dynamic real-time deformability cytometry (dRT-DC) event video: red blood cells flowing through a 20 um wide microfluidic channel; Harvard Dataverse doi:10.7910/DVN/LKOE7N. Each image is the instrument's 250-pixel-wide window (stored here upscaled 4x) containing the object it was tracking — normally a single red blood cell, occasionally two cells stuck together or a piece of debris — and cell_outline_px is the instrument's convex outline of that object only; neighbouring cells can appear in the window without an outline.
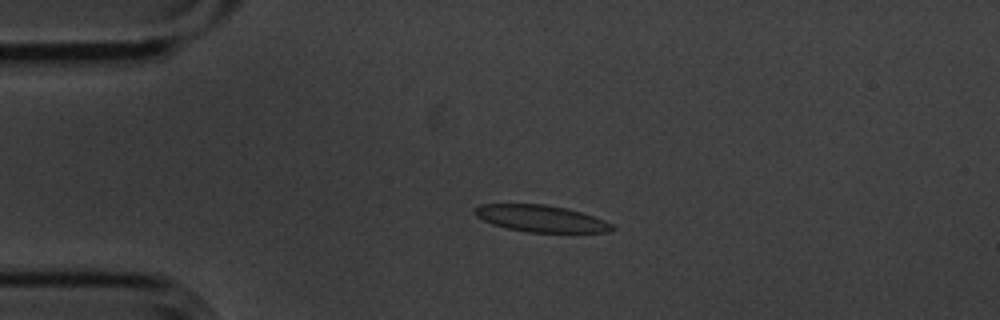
{"species": "common noctule bat (a hibernating species)", "species_latin": "Nyctalus noctula", "temperature_condition": "cold", "stored_images_in_passage": 5, "camera_frame_rate_fps": 3000, "um_per_image_px": 0.085, "animal": {"sex": "male", "body_mass_g": 20.1, "forearm_length_mm": 53.5}, "frame": {"image": 1, "passage_image": 4, "time_ms": 1.0, "image_size_px": [1000, 320], "cell_outline_px": [[616, 228], [612, 232], [528, 232], [508, 228], [492, 224], [476, 216], [472, 212], [480, 204], [544, 204], [564, 208], [580, 212], [604, 220], [612, 224]], "centroid_in_image_um": [45.98, 18.58], "position_along_channel_um": 39.0, "area_um2": 21.21}}